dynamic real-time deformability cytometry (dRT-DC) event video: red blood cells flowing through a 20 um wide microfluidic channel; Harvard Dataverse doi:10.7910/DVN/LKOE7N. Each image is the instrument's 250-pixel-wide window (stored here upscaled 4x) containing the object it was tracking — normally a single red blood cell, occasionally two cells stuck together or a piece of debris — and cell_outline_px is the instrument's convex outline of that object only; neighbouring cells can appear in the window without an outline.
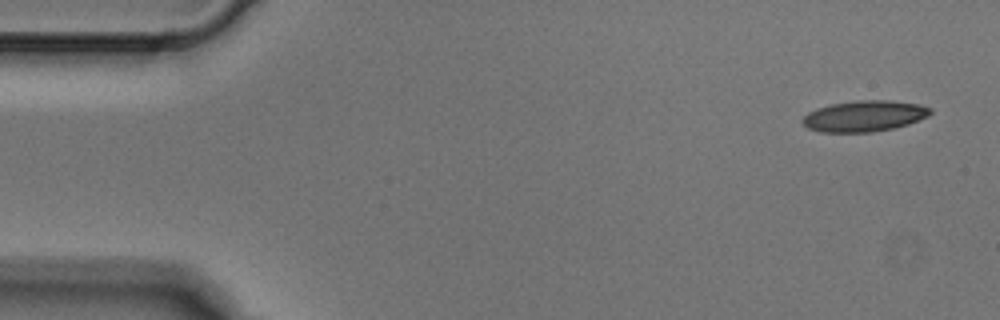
{"species": "Egyptian fruit bat (a non-hibernating species)", "species_latin": "Rousettus aegyptiacus", "temperature_condition": "cold", "stored_images_in_passage": 2, "camera_frame_rate_fps": 3000, "um_per_image_px": 0.085, "animal": {"sex": "male"}, "frame": {"image": 1, "passage_image": 1, "time_ms": 0.0, "image_size_px": [1000, 320], "cell_outline_px": [[932, 112], [928, 116], [908, 124], [892, 128], [872, 132], [820, 132], [808, 128], [800, 120], [808, 112], [816, 108], [832, 104], [856, 100], [892, 100], [920, 104], [932, 108]], "centroid_in_image_um": [73.47, 9.85], "position_along_channel_um": 11.5, "area_um2": 23.18}}